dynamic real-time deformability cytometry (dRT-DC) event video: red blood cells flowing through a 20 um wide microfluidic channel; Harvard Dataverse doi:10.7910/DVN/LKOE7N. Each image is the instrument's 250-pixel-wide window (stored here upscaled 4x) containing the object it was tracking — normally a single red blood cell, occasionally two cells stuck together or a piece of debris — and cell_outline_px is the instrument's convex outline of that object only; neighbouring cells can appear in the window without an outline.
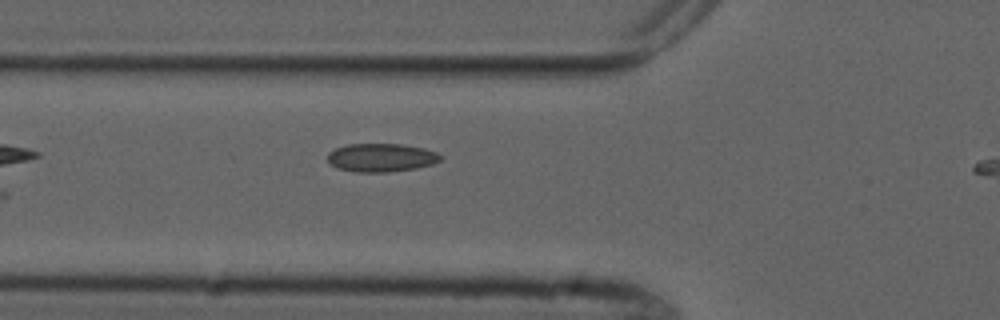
{"species": "common noctule bat (a hibernating species)", "species_latin": "Nyctalus noctula", "temperature_condition": "cold", "stored_images_in_passage": 7, "camera_frame_rate_fps": 3000, "um_per_image_px": 0.085, "animal": {"sex": "male", "forearm_length_mm": 52.5}, "frame": {"image": 1, "passage_image": 6, "time_ms": 6.0, "image_size_px": [1000, 320], "cell_outline_px": [[444, 156], [440, 160], [432, 164], [416, 168], [388, 172], [356, 172], [336, 168], [328, 160], [328, 152], [336, 148], [348, 144], [400, 144], [424, 148], [436, 152]], "centroid_in_image_um": [32.41, 13.4], "position_along_channel_um": 93.4, "area_um2": 18.67}}